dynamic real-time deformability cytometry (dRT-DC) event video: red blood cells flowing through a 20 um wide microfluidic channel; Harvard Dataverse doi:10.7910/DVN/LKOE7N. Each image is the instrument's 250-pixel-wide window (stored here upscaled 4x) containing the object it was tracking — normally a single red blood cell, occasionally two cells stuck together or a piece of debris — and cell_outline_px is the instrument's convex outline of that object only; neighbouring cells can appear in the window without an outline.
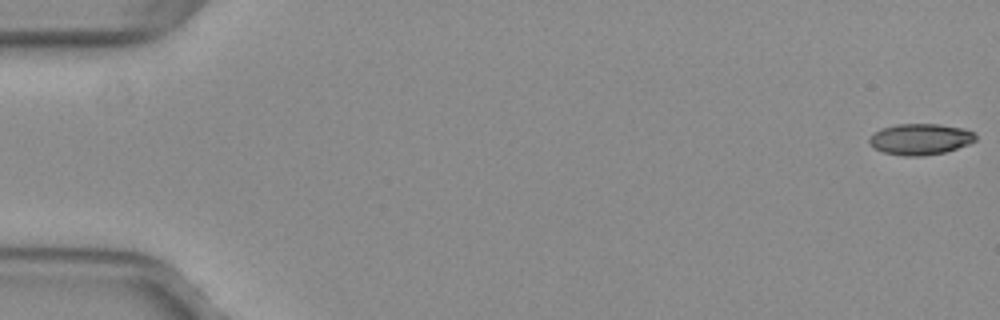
{"species": "common noctule bat (a hibernating species)", "species_latin": "Nyctalus noctula", "temperature_condition": "warm", "stored_images_in_passage": 9, "camera_frame_rate_fps": 3000, "um_per_image_px": 0.085, "animal": {"sex": "female", "body_mass_g": 29.2, "forearm_length_mm": 56.3}, "frame": {"image": 1, "passage_image": 1, "time_ms": 0.0, "image_size_px": [1000, 320], "cell_outline_px": [[976, 140], [968, 144], [944, 152], [924, 156], [904, 156], [884, 152], [868, 144], [868, 140], [880, 128], [896, 124], [940, 124], [964, 128], [972, 132], [976, 136]], "centroid_in_image_um": [78.22, 11.82], "position_along_channel_um": 6.8, "area_um2": 19.19}}